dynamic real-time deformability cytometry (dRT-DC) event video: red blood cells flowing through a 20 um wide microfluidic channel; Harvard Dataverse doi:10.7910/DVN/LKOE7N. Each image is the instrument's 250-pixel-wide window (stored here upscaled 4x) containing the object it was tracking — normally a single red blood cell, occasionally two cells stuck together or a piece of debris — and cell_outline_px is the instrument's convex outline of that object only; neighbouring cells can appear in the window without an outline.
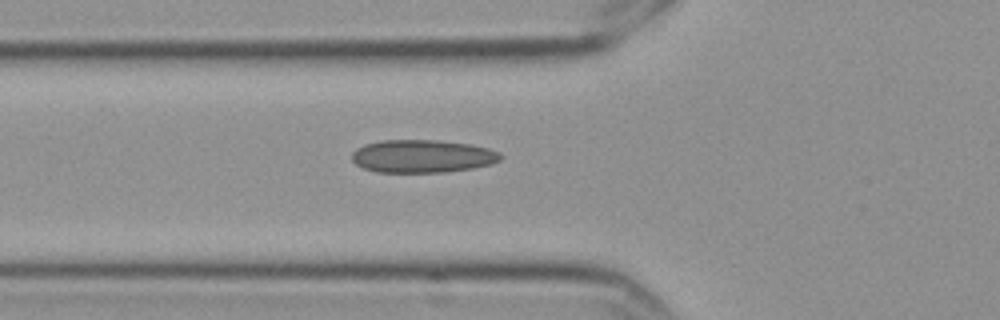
{"species": "Egyptian fruit bat (a non-hibernating species)", "species_latin": "Rousettus aegyptiacus", "temperature_condition": "cold", "stored_images_in_passage": 6, "camera_frame_rate_fps": 3000, "um_per_image_px": 0.085, "frame": {"image": 1, "passage_image": 6, "time_ms": 1.667, "image_size_px": [1000, 320], "cell_outline_px": [[504, 156], [500, 160], [492, 164], [472, 168], [444, 172], [376, 172], [364, 168], [356, 164], [352, 160], [352, 152], [356, 148], [364, 144], [380, 140], [436, 140], [472, 144], [488, 148], [500, 152]], "centroid_in_image_um": [35.91, 13.27], "position_along_channel_um": 89.9, "area_um2": 28.73}}